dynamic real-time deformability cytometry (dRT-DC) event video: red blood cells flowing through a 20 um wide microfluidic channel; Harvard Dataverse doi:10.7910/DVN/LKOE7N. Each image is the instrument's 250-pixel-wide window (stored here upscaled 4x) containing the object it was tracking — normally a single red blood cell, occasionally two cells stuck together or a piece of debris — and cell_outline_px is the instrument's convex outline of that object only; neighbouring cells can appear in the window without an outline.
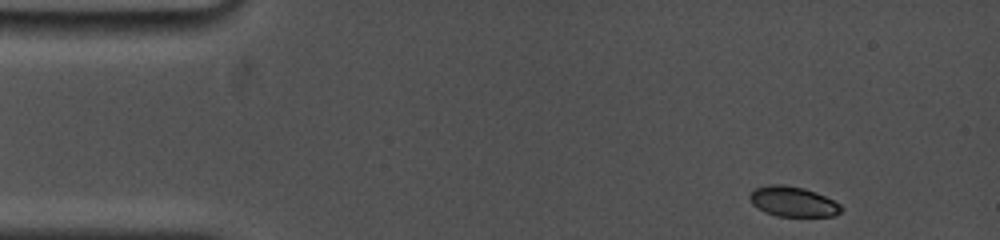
{"species": "common noctule bat (a hibernating species)", "species_latin": "Nyctalus noctula", "temperature_condition": "cold", "stored_images_in_passage": 8, "camera_frame_rate_fps": 5000, "um_per_image_px": 0.085, "animal": {"sex": "female", "body_mass_g": 19.0, "forearm_length_mm": 53.3}, "frame": {"image": 1, "passage_image": 1, "time_ms": 0.0, "image_size_px": [1000, 240], "cell_outline_px": [[844, 208], [836, 216], [776, 216], [764, 212], [752, 204], [748, 196], [756, 188], [768, 184], [784, 184], [804, 188], [816, 192], [840, 204]], "centroid_in_image_um": [67.4, 17.13], "position_along_channel_um": 17.6, "area_um2": 16.13}}